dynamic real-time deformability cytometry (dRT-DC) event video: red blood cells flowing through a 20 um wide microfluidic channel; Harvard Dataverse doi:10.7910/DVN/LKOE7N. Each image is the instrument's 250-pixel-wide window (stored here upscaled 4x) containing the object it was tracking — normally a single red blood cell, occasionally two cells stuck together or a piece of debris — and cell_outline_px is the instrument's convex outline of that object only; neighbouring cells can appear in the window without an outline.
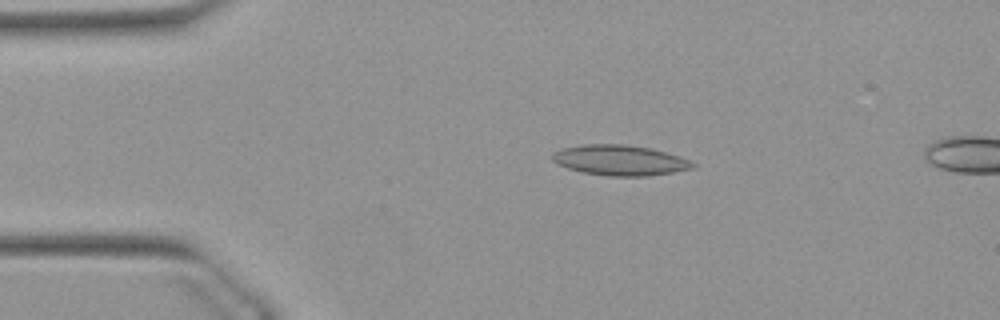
{"species": "Egyptian fruit bat (a non-hibernating species)", "species_latin": "Rousettus aegyptiacus", "temperature_condition": "warm", "stored_images_in_passage": 41, "camera_frame_rate_fps": 3000, "um_per_image_px": 0.085, "animal": {"sex": "female"}, "frame": {"image": 1, "passage_image": 7, "time_ms": 2.0, "image_size_px": [1000, 320], "cell_outline_px": [[696, 164], [692, 168], [672, 172], [648, 176], [608, 176], [584, 172], [568, 168], [556, 164], [552, 160], [552, 152], [564, 148], [584, 144], [624, 144], [648, 148], [680, 156]], "centroid_in_image_um": [52.65, 13.62], "position_along_channel_um": 32.3, "area_um2": 24.62}}
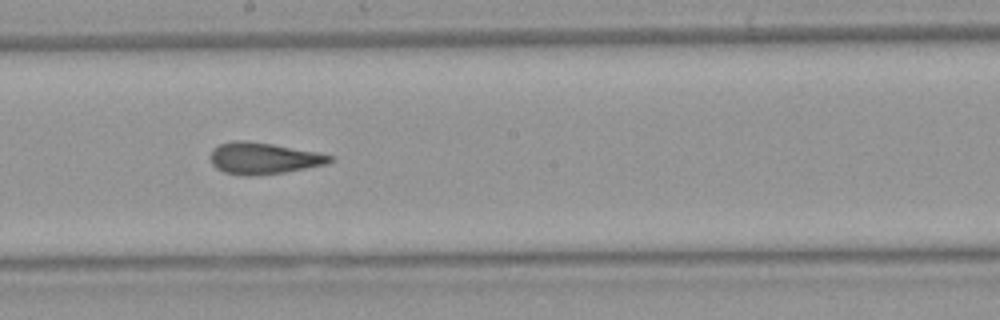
{"frame": {"image": 2, "passage_image": 25, "time_ms": 8.0, "image_size_px": [1000, 320], "cell_outline_px": [[336, 160], [328, 164], [284, 172], [252, 176], [244, 176], [224, 172], [216, 168], [212, 164], [212, 148], [220, 144], [232, 140], [244, 140], [272, 144], [320, 152], [336, 156]], "centroid_in_image_um": [22.47, 13.45], "position_along_channel_um": 225.7, "area_um2": 22.2}}
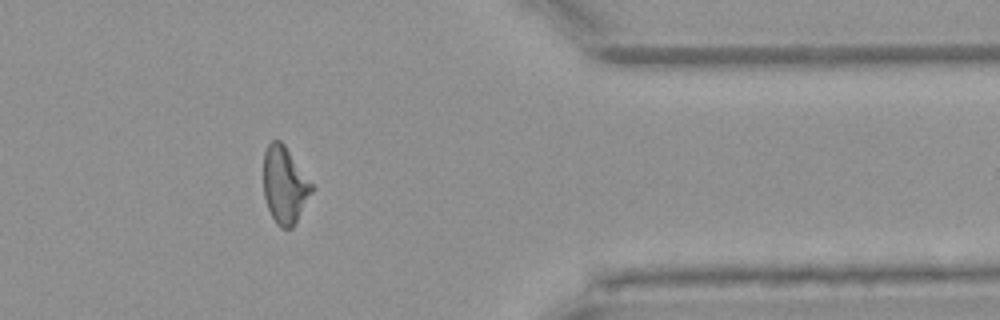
{"frame": {"image": 3, "passage_image": 39, "time_ms": 12.667, "image_size_px": [1000, 320], "cell_outline_px": [[316, 188], [292, 228], [280, 228], [276, 224], [268, 208], [264, 196], [264, 152], [268, 144], [272, 140], [280, 140], [284, 144]], "centroid_in_image_um": [24.22, 15.73], "position_along_channel_um": 387.2, "area_um2": 21.73}, "authors_computed_cell_mechanics": {"area_um2": 22.4264, "velocity_mm_per_s": 3.9108, "shape_relaxation_time_tau1_ms": 10.9262, "shape_relaxation_time_tau2_ms": 2.2544, "deformation_change_tau1": 0.2336, "deformation_change_tau2": 0.0977}}